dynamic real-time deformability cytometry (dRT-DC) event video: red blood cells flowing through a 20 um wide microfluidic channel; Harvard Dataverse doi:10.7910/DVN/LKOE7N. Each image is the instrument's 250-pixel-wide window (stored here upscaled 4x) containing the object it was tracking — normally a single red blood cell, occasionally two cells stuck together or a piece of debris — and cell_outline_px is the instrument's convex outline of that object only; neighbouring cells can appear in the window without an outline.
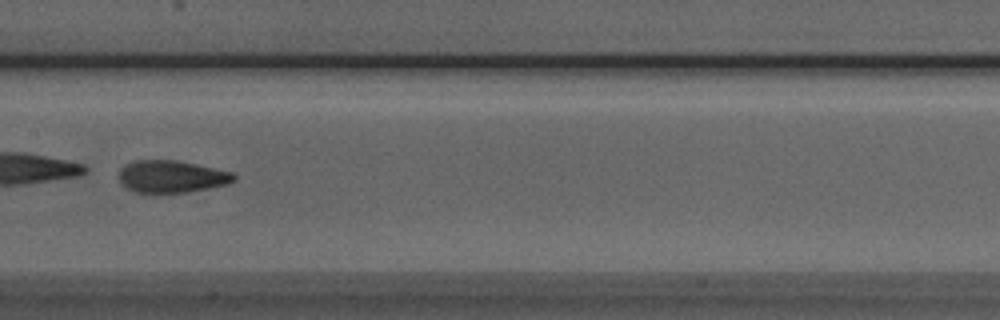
{"species": "Egyptian fruit bat (a non-hibernating species)", "species_latin": "Rousettus aegyptiacus", "temperature_condition": "room temperature", "stored_images_in_passage": 37, "camera_frame_rate_fps": 3000, "um_per_image_px": 0.085, "animal": {"sex": "male"}, "frame": {"image": 1, "passage_image": 11, "time_ms": 3.333, "image_size_px": [1000, 320], "cell_outline_px": [[236, 180], [228, 184], [208, 188], [184, 192], [136, 192], [120, 184], [120, 168], [124, 164], [136, 160], [176, 160], [196, 164], [232, 172], [236, 176]], "centroid_in_image_um": [14.58, 14.99], "position_along_channel_um": 192.8, "area_um2": 21.44}, "authors_computed_cell_mechanics": {"area_um2": 22.0796, "velocity_mm_per_s": 3.9829, "shape_relaxation_time_tau1_ms": 1.0039, "shape_relaxation_time_tau2_ms": 1.4465, "deformation_change_tau1": 0.2767, "deformation_change_tau2": 0.0907}}